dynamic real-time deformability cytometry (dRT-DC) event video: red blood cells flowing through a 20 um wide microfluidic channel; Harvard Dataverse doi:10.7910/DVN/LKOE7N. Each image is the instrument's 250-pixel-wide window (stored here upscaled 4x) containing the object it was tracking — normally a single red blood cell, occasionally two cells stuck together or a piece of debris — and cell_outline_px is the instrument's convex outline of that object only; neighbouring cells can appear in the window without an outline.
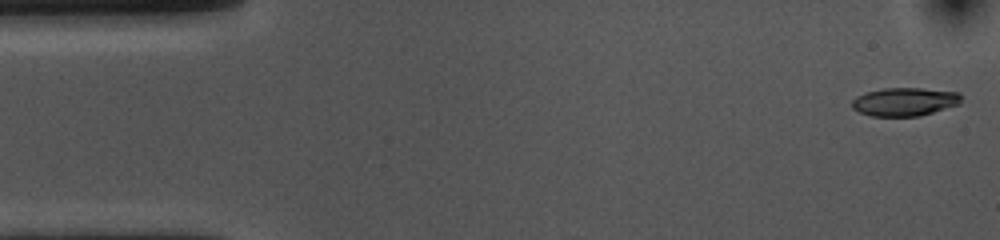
{"species": "common noctule bat (a hibernating species)", "species_latin": "Nyctalus noctula", "temperature_condition": "cold", "stored_images_in_passage": 53, "camera_frame_rate_fps": 3000, "um_per_image_px": 0.085, "animal": {"sex": "female", "body_mass_g": 10.0, "forearm_length_mm": 53.1}, "frame": {"image": 1, "passage_image": 1, "time_ms": 0.0, "image_size_px": [1000, 240], "cell_outline_px": [[960, 104], [920, 116], [872, 116], [860, 112], [852, 108], [852, 100], [856, 96], [868, 92], [884, 88], [920, 88], [960, 92]], "centroid_in_image_um": [76.9, 8.65], "position_along_channel_um": 8.1, "area_um2": 17.98}}
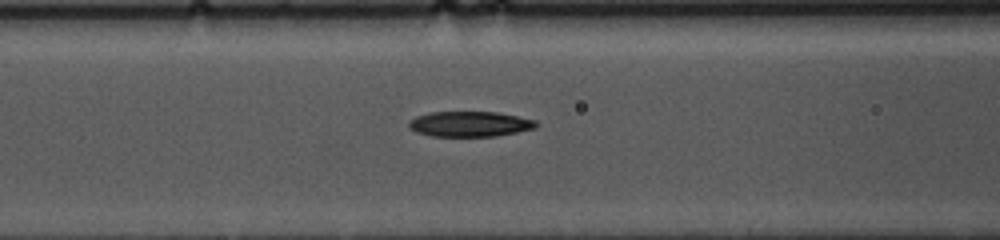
{"frame": {"image": 2, "passage_image": 20, "time_ms": 6.333, "image_size_px": [1000, 240], "cell_outline_px": [[540, 124], [536, 128], [496, 136], [432, 136], [416, 132], [408, 128], [408, 120], [416, 116], [432, 112], [496, 112], [536, 120]], "centroid_in_image_um": [39.92, 10.54], "position_along_channel_um": 126.7, "area_um2": 18.84}}
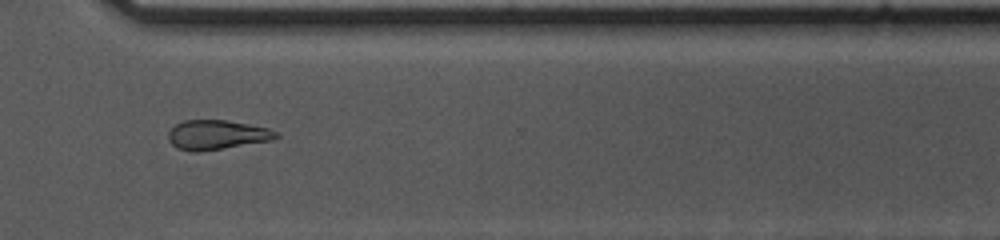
{"frame": {"image": 3, "passage_image": 39, "time_ms": 12.667, "image_size_px": [1000, 240], "cell_outline_px": [[280, 136], [272, 140], [200, 152], [192, 152], [176, 148], [168, 140], [168, 132], [176, 124], [184, 120], [224, 120], [248, 124], [268, 128], [276, 132]], "centroid_in_image_um": [18.4, 11.47], "position_along_channel_um": 352.2, "area_um2": 18.5}, "authors_computed_cell_mechanics": {"area_um2": 19.0162, "velocity_mm_per_s": 3.5596, "shape_relaxation_time_tau1_ms": 4.8078, "shape_relaxation_time_tau2_ms": null, "deformation_change_tau1": 0.1333, "deformation_change_tau2": null}}